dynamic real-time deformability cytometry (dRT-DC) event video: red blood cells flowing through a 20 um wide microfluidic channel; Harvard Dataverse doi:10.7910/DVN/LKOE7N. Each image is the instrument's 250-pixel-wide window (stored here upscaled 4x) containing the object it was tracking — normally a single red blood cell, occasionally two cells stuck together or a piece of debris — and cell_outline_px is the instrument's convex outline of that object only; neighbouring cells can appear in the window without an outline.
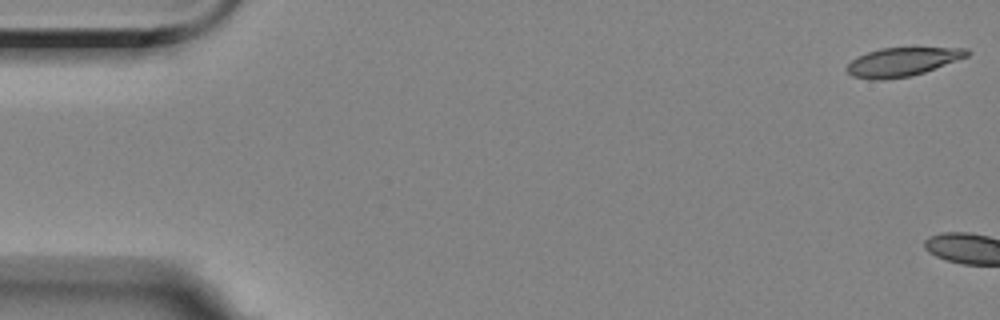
{"species": "Egyptian fruit bat (a non-hibernating species)", "species_latin": "Rousettus aegyptiacus", "temperature_condition": "room temperature", "stored_images_in_passage": 6, "camera_frame_rate_fps": 3000, "um_per_image_px": 0.085, "animal": {"sex": "female"}, "frame": {"image": 1, "passage_image": 1, "time_ms": 0.0, "image_size_px": [1000, 320], "cell_outline_px": [[972, 52], [968, 56], [924, 72], [912, 76], [884, 80], [868, 80], [852, 76], [844, 68], [856, 56], [880, 48], [968, 48]], "centroid_in_image_um": [76.66, 5.27], "position_along_channel_um": 8.3, "area_um2": 20.17}}